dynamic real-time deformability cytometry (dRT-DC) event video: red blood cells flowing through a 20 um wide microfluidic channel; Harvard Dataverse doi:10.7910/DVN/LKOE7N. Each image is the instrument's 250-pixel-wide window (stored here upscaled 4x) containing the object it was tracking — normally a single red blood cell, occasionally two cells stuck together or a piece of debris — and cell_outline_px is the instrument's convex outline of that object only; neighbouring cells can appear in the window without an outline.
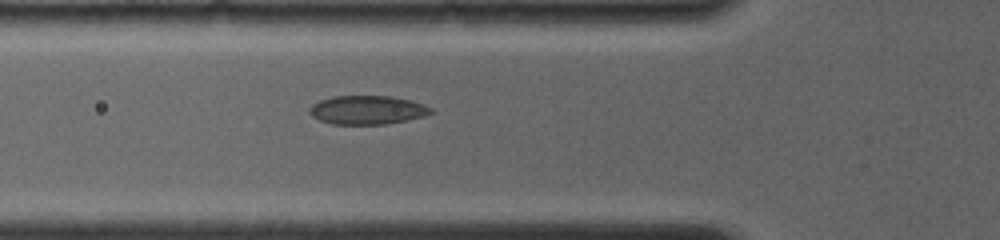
{"species": "common noctule bat (a hibernating species)", "species_latin": "Nyctalus noctula", "temperature_condition": "room temperature", "stored_images_in_passage": 12, "camera_frame_rate_fps": 4000, "um_per_image_px": 0.085, "animal": {"sex": "female", "body_mass_g": 19.0, "forearm_length_mm": 56.7}, "frame": {"image": 1, "passage_image": 9, "time_ms": 3.75, "image_size_px": [1000, 240], "cell_outline_px": [[436, 112], [424, 116], [408, 120], [384, 124], [332, 124], [320, 120], [312, 116], [308, 112], [308, 108], [312, 104], [320, 100], [332, 96], [388, 96], [408, 100], [432, 108]], "centroid_in_image_um": [31.19, 9.35], "position_along_channel_um": 94.6, "area_um2": 20.29}}
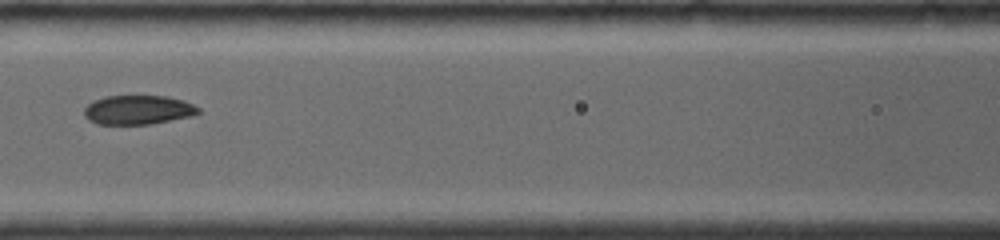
{"frame": {"image": 2, "passage_image": 12, "time_ms": 5.25, "image_size_px": [1000, 240], "cell_outline_px": [[200, 112], [192, 116], [152, 124], [96, 124], [88, 120], [84, 116], [84, 108], [92, 100], [104, 96], [168, 96], [184, 100], [200, 108]], "centroid_in_image_um": [11.72, 9.34], "position_along_channel_um": 154.9, "area_um2": 19.65}}